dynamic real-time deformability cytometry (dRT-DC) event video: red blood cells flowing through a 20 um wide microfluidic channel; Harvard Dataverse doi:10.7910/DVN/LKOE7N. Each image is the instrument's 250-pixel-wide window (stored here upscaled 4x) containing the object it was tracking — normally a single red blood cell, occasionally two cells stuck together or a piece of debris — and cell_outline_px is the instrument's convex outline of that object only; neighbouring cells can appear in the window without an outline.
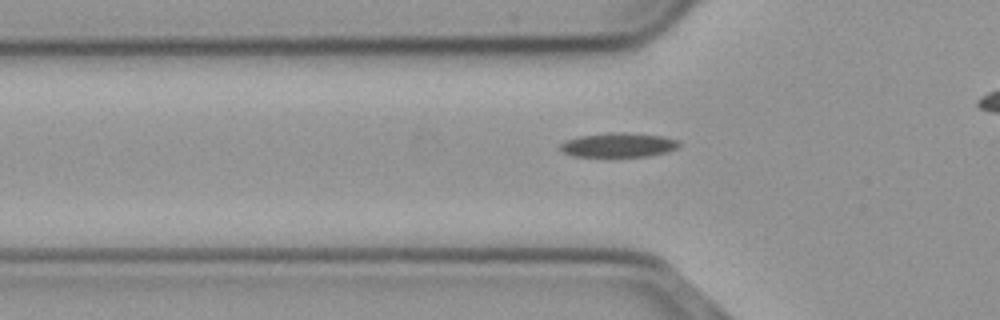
{"species": "common noctule bat (a hibernating species)", "species_latin": "Nyctalus noctula", "temperature_condition": "cold", "stored_images_in_passage": 29, "camera_frame_rate_fps": 3000, "um_per_image_px": 0.085, "animal": {"sex": "male", "body_mass_g": 23.1, "forearm_length_mm": 52.7}, "frame": {"image": 1, "passage_image": 2, "time_ms": 0.333, "image_size_px": [1000, 320], "cell_outline_px": [[680, 144], [676, 148], [668, 152], [648, 156], [572, 156], [564, 152], [560, 148], [560, 144], [564, 140], [580, 136], [612, 132], [620, 132], [660, 136], [676, 140]], "centroid_in_image_um": [52.53, 12.32], "position_along_channel_um": 73.3, "area_um2": 16.59}}
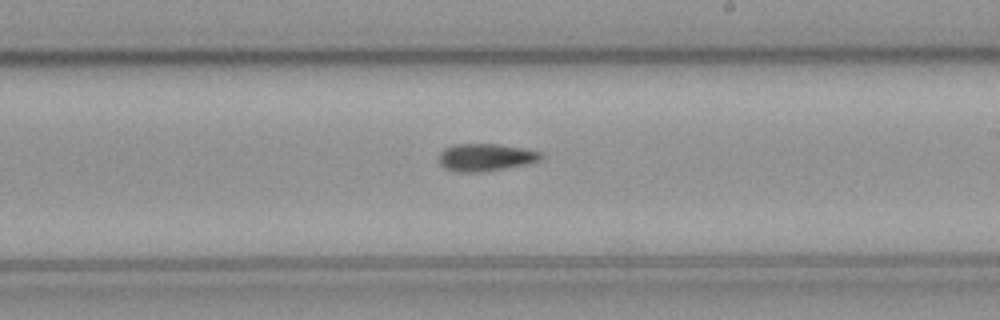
{"frame": {"image": 2, "passage_image": 16, "time_ms": 5.0, "image_size_px": [1000, 320], "cell_outline_px": [[544, 156], [540, 160], [524, 164], [504, 168], [480, 172], [456, 172], [444, 168], [440, 164], [440, 152], [444, 148], [456, 144], [496, 144], [524, 148], [540, 152]], "centroid_in_image_um": [41.25, 13.37], "position_along_channel_um": 247.7, "area_um2": 16.18}}
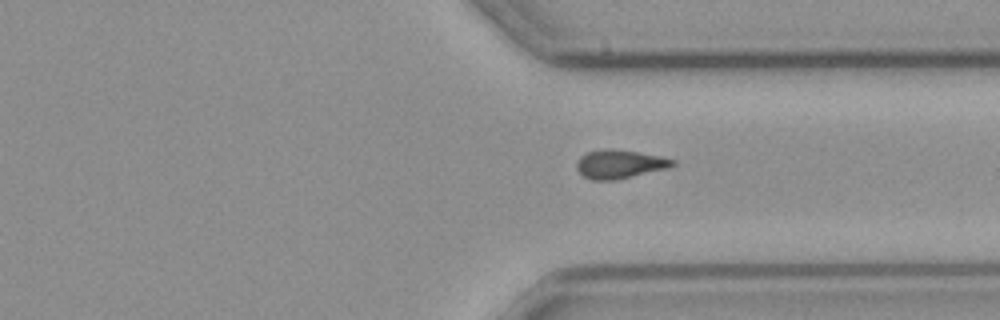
{"frame": {"image": 3, "passage_image": 25, "time_ms": 8.0, "image_size_px": [1000, 320], "cell_outline_px": [[676, 164], [668, 168], [616, 180], [592, 180], [584, 176], [576, 168], [576, 164], [580, 156], [588, 152], [608, 148], [612, 148], [660, 156], [676, 160]], "centroid_in_image_um": [52.67, 13.95], "position_along_channel_um": 358.7, "area_um2": 15.95}}